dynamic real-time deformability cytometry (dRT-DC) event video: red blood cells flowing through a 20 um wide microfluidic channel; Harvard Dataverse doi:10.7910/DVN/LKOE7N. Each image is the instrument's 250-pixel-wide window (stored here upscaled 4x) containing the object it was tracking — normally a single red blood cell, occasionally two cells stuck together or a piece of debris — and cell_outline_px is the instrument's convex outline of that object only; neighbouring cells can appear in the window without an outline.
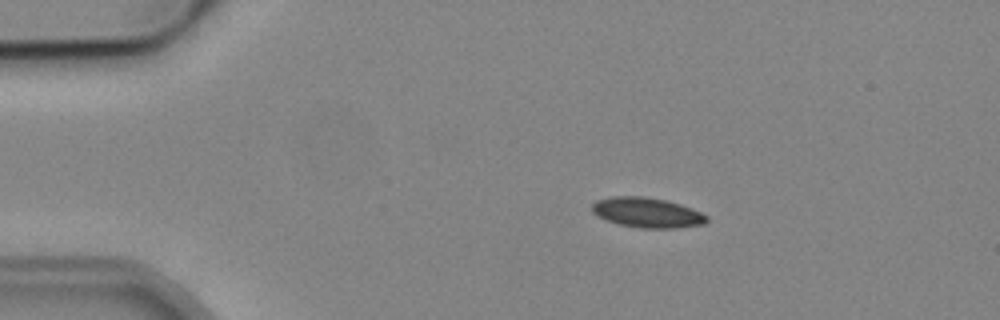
{"species": "common noctule bat (a hibernating species)", "species_latin": "Nyctalus noctula", "temperature_condition": "cold", "stored_images_in_passage": 5, "camera_frame_rate_fps": 3000, "um_per_image_px": 0.085, "animal": {"sex": "male", "body_mass_g": 19.2, "forearm_length_mm": 51.8}, "frame": {"image": 1, "passage_image": 3, "time_ms": 2.333, "image_size_px": [1000, 320], "cell_outline_px": [[708, 220], [704, 224], [676, 228], [640, 228], [620, 224], [596, 216], [592, 212], [592, 204], [596, 200], [612, 196], [644, 196], [664, 200], [680, 204], [692, 208], [708, 216]], "centroid_in_image_um": [55.0, 18.06], "position_along_channel_um": 30.0, "area_um2": 20.06}}